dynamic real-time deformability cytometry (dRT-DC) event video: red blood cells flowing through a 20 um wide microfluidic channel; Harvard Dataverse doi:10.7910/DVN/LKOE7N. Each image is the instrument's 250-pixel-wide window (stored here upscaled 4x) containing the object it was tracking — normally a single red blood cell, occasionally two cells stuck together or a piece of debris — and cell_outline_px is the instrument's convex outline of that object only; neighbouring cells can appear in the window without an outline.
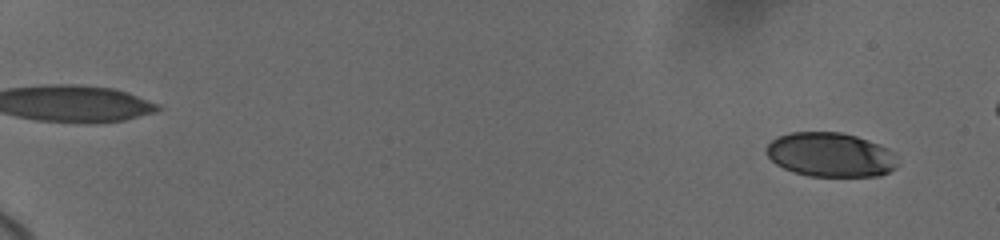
{"species": "human", "species_latin": "Homo sapiens", "temperature_condition": "cold", "stored_images_in_passage": 24, "camera_frame_rate_fps": 3000, "um_per_image_px": 0.085, "donor": {"sex": "female"}, "frame": {"image": 1, "passage_image": 2, "time_ms": 0.333, "image_size_px": [1000, 240], "cell_outline_px": [[896, 168], [880, 176], [808, 176], [784, 168], [776, 164], [768, 156], [768, 144], [772, 140], [780, 136], [792, 132], [840, 132], [856, 136], [868, 140], [888, 148], [892, 152], [896, 164]], "centroid_in_image_um": [70.6, 13.15], "position_along_channel_um": 14.4, "area_um2": 33.47}}
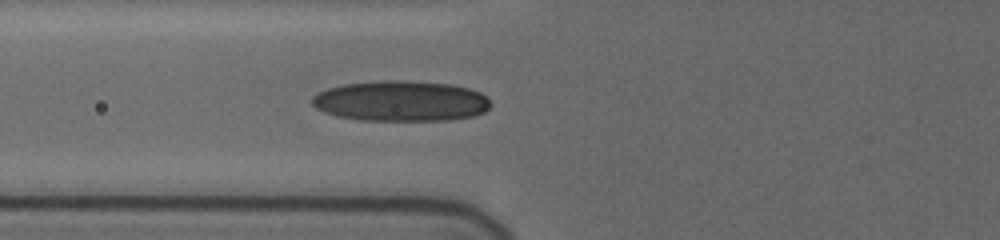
{"frame": {"image": 2, "passage_image": 17, "time_ms": 7.667, "image_size_px": [1000, 240], "cell_outline_px": [[492, 104], [484, 112], [476, 116], [448, 120], [360, 120], [336, 116], [324, 112], [316, 108], [312, 104], [312, 96], [328, 88], [344, 84], [384, 80], [396, 80], [452, 84], [468, 88], [480, 92], [488, 96]], "centroid_in_image_um": [34.11, 8.59], "position_along_channel_um": 91.7, "area_um2": 42.31}}
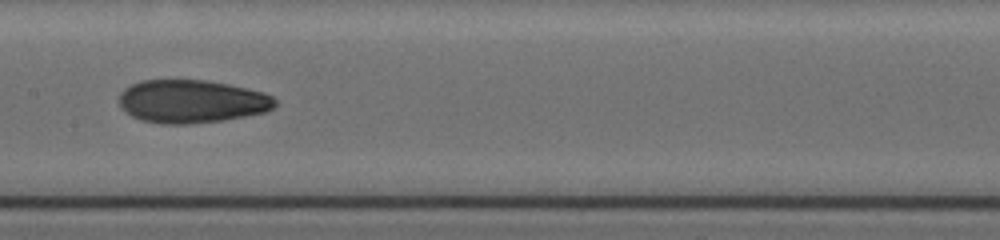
{"frame": {"image": 3, "passage_image": 23, "time_ms": 10.333, "image_size_px": [1000, 240], "cell_outline_px": [[276, 104], [272, 108], [264, 112], [224, 120], [188, 124], [160, 124], [140, 120], [132, 116], [120, 104], [120, 92], [124, 88], [140, 80], [204, 80], [228, 84], [264, 92], [272, 96], [276, 100]], "centroid_in_image_um": [16.29, 8.62], "position_along_channel_um": 191.1, "area_um2": 39.07}}